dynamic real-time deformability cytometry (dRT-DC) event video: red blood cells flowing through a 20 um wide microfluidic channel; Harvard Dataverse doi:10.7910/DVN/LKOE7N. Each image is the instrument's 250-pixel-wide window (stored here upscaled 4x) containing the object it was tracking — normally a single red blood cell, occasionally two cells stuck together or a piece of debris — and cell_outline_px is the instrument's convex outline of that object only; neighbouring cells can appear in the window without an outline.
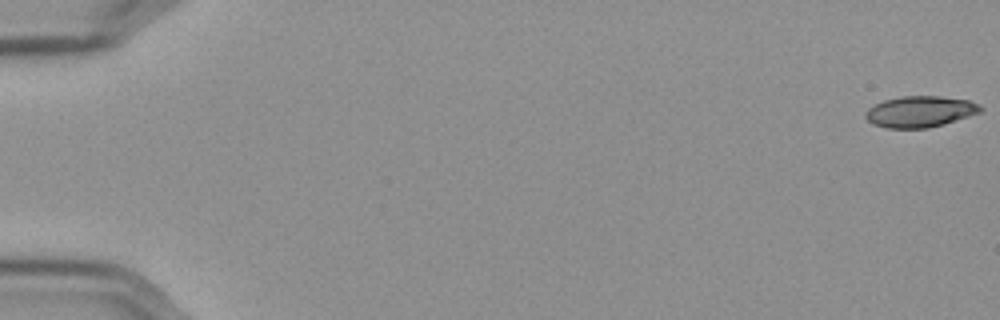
{"species": "Egyptian fruit bat (a non-hibernating species)", "species_latin": "Rousettus aegyptiacus", "temperature_condition": "cold", "stored_images_in_passage": 58, "camera_frame_rate_fps": 3000, "um_per_image_px": 0.085, "frame": {"image": 1, "passage_image": 1, "time_ms": 0.0, "image_size_px": [1000, 320], "cell_outline_px": [[984, 108], [980, 112], [944, 124], [928, 128], [888, 128], [872, 124], [864, 116], [864, 112], [868, 108], [884, 100], [900, 96], [940, 96], [968, 100], [980, 104]], "centroid_in_image_um": [78.2, 9.48], "position_along_channel_um": 6.8, "area_um2": 20.92}}
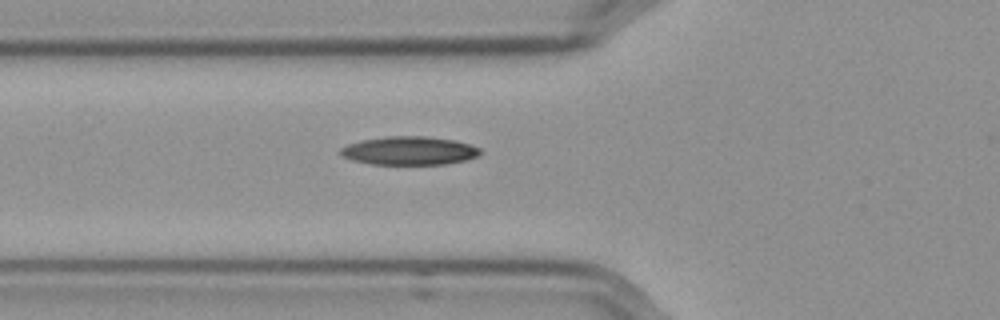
{"frame": {"image": 2, "passage_image": 22, "time_ms": 7.0, "image_size_px": [1000, 320], "cell_outline_px": [[484, 152], [480, 156], [464, 160], [444, 164], [372, 164], [352, 160], [340, 156], [340, 148], [348, 144], [360, 140], [388, 136], [428, 136], [456, 140], [472, 144], [480, 148]], "centroid_in_image_um": [34.82, 12.8], "position_along_channel_um": 91.0, "area_um2": 23.47}}
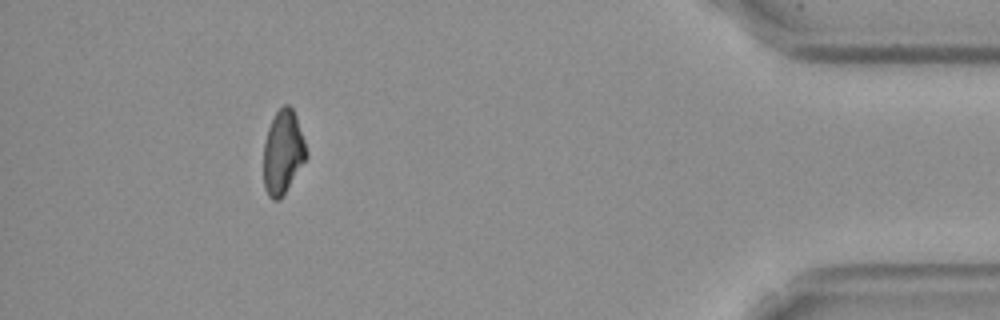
{"frame": {"image": 3, "passage_image": 53, "time_ms": 17.333, "image_size_px": [1000, 320], "cell_outline_px": [[308, 156], [280, 200], [272, 200], [268, 196], [264, 188], [264, 140], [268, 128], [276, 112], [284, 104], [288, 104], [292, 108], [296, 116], [308, 152]], "centroid_in_image_um": [24.05, 12.95], "position_along_channel_um": 411.2, "area_um2": 20.87}, "authors_computed_cell_mechanics": {"area_um2": 21.964, "velocity_mm_per_s": 3.5911, "shape_relaxation_time_tau1_ms": 6.8584, "shape_relaxation_time_tau2_ms": null, "deformation_change_tau1": 0.1536, "deformation_change_tau2": null}}